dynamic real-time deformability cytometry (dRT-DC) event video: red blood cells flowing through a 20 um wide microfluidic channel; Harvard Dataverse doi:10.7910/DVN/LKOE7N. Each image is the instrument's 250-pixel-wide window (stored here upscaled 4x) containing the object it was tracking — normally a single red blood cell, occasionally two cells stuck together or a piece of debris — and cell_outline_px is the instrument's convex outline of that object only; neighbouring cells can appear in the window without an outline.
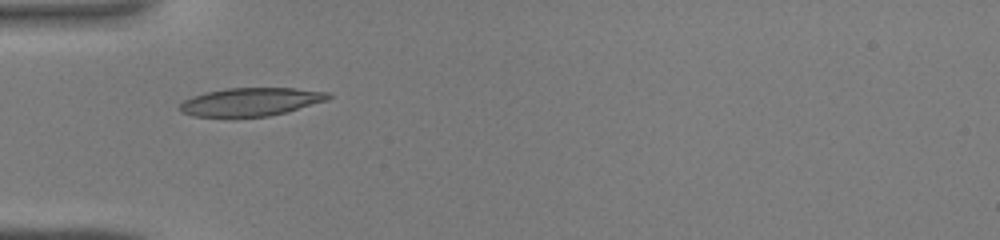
{"species": "common noctule bat (a hibernating species)", "species_latin": "Nyctalus noctula", "temperature_condition": "warm", "stored_images_in_passage": 31, "camera_frame_rate_fps": 3000, "um_per_image_px": 0.085, "animal": {"sex": "male", "body_mass_g": 19.0, "forearm_length_mm": 50.8}, "frame": {"image": 1, "passage_image": 1, "time_ms": 0.0, "image_size_px": [1000, 240], "cell_outline_px": [[332, 96], [328, 100], [284, 112], [268, 116], [192, 116], [180, 112], [180, 104], [184, 100], [192, 96], [204, 92], [228, 88], [292, 88], [328, 92]], "centroid_in_image_um": [21.29, 8.64], "position_along_channel_um": 63.7, "area_um2": 24.1}}
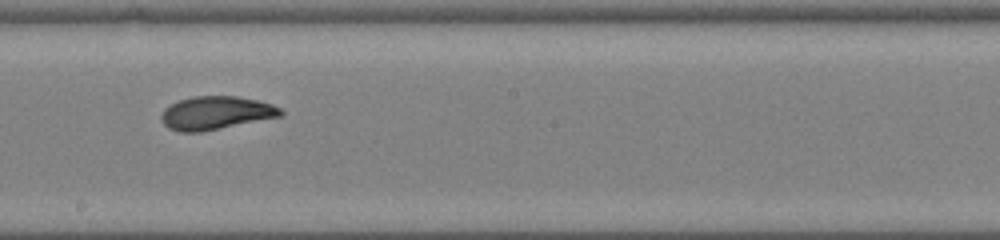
{"frame": {"image": 2, "passage_image": 12, "time_ms": 3.667, "image_size_px": [1000, 240], "cell_outline_px": [[284, 116], [200, 132], [180, 132], [168, 128], [164, 124], [160, 116], [164, 108], [180, 100], [192, 96], [236, 96], [256, 100], [272, 104], [280, 108], [284, 112]], "centroid_in_image_um": [18.37, 9.6], "position_along_channel_um": 229.8, "area_um2": 23.18}}
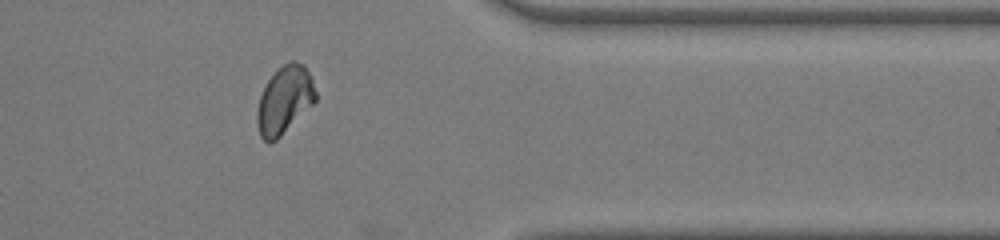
{"frame": {"image": 3, "passage_image": 23, "time_ms": 7.333, "image_size_px": [1000, 240], "cell_outline_px": [[316, 100], [276, 140], [268, 144], [260, 136], [256, 124], [256, 112], [260, 96], [268, 80], [276, 68], [292, 60], [304, 64], [312, 80], [316, 92]], "centroid_in_image_um": [24.15, 8.49], "position_along_channel_um": 387.2, "area_um2": 22.95}}